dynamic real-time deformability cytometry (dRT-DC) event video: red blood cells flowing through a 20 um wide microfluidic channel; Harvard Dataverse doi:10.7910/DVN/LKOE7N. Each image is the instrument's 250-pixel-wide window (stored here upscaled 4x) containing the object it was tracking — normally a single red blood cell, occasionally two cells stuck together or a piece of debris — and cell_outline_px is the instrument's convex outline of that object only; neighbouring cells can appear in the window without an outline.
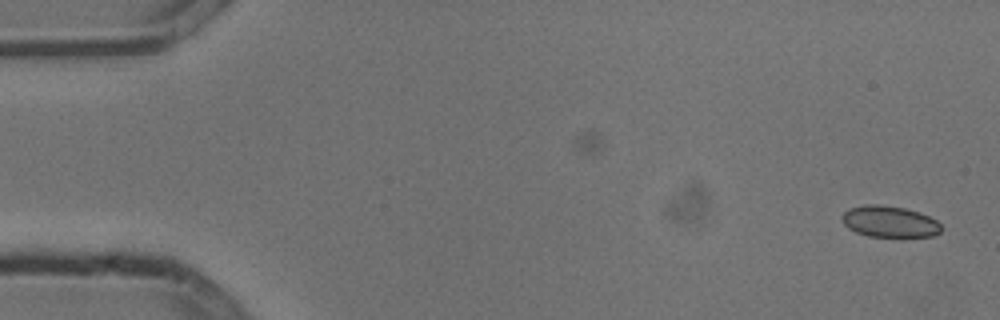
{"species": "common noctule bat (a hibernating species)", "species_latin": "Nyctalus noctula", "temperature_condition": "cold", "stored_images_in_passage": 5, "camera_frame_rate_fps": 3000, "um_per_image_px": 0.085, "animal": {"sex": "male", "body_mass_g": 13.3}, "frame": {"image": 1, "passage_image": 1, "time_ms": 0.0, "image_size_px": [1000, 320], "cell_outline_px": [[940, 232], [932, 236], [900, 240], [868, 236], [856, 232], [848, 228], [844, 224], [840, 216], [848, 208], [864, 204], [880, 204], [904, 208], [920, 212], [936, 220], [940, 224]], "centroid_in_image_um": [75.61, 18.88], "position_along_channel_um": 9.4, "area_um2": 19.02}}
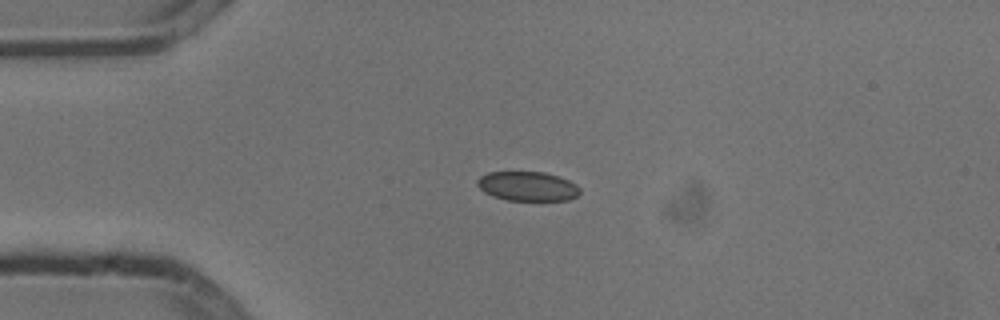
{"frame": {"image": 2, "passage_image": 4, "time_ms": 1.0, "image_size_px": [1000, 320], "cell_outline_px": [[580, 192], [576, 196], [568, 200], [508, 200], [492, 196], [484, 192], [476, 184], [476, 180], [480, 176], [488, 172], [544, 172], [568, 180], [576, 184], [580, 188]], "centroid_in_image_um": [44.82, 15.83], "position_along_channel_um": 40.2, "area_um2": 17.51}}